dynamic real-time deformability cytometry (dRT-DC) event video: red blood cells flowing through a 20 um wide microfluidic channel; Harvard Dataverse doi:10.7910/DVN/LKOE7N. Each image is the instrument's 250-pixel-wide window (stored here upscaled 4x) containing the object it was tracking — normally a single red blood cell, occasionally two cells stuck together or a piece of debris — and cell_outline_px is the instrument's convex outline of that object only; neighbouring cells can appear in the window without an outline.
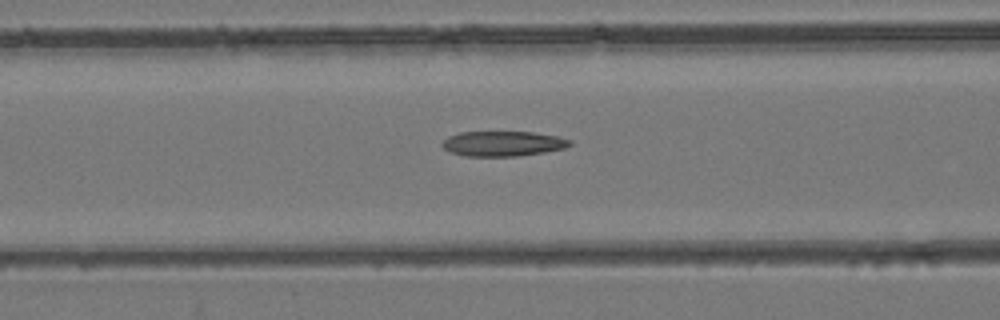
{"species": "common noctule bat (a hibernating species)", "species_latin": "Nyctalus noctula", "temperature_condition": "room temperature", "stored_images_in_passage": 43, "camera_frame_rate_fps": 3000, "um_per_image_px": 0.085, "animal": {"sex": "female", "body_mass_g": 24.6, "forearm_length_mm": 56.2}, "frame": {"image": 1, "passage_image": 17, "time_ms": 5.333, "image_size_px": [1000, 320], "cell_outline_px": [[572, 144], [564, 148], [544, 152], [520, 156], [464, 156], [448, 152], [440, 144], [448, 136], [460, 132], [532, 132], [556, 136], [572, 140]], "centroid_in_image_um": [42.72, 12.21], "position_along_channel_um": 123.9, "area_um2": 18.73}}
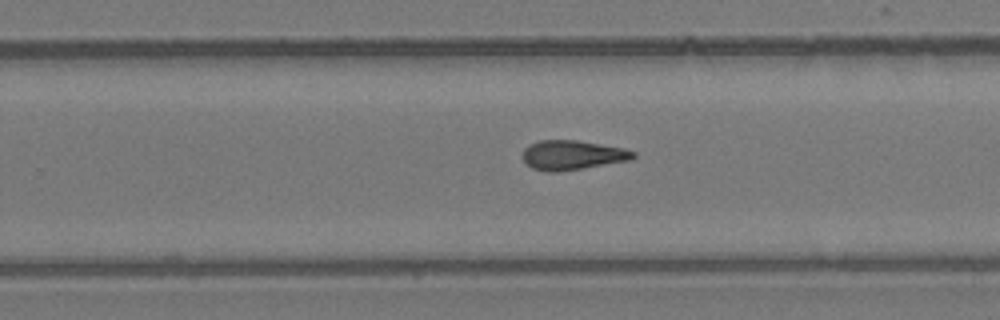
{"frame": {"image": 2, "passage_image": 28, "time_ms": 9.0, "image_size_px": [1000, 320], "cell_outline_px": [[636, 156], [632, 160], [556, 172], [548, 172], [532, 168], [524, 160], [524, 148], [528, 144], [540, 140], [576, 140], [624, 148], [636, 152]], "centroid_in_image_um": [48.67, 13.17], "position_along_channel_um": 281.1, "area_um2": 18.9}}
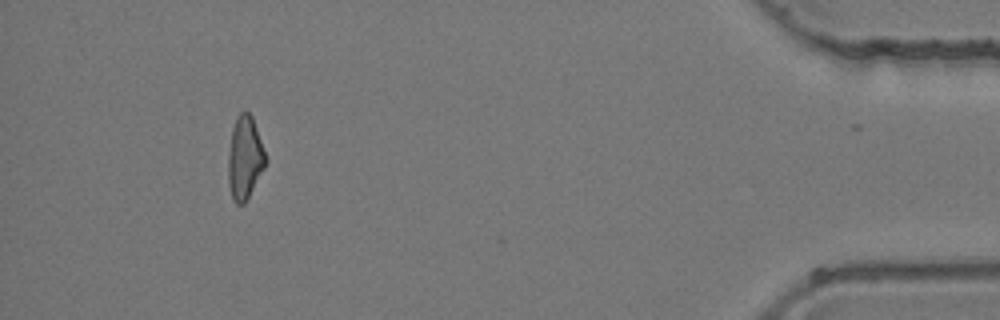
{"frame": {"image": 3, "passage_image": 42, "time_ms": 13.667, "image_size_px": [1000, 320], "cell_outline_px": [[268, 160], [264, 168], [244, 204], [236, 204], [232, 196], [228, 184], [228, 152], [232, 128], [236, 116], [244, 108], [252, 116]], "centroid_in_image_um": [20.8, 13.37], "position_along_channel_um": 414.4, "area_um2": 18.21}}